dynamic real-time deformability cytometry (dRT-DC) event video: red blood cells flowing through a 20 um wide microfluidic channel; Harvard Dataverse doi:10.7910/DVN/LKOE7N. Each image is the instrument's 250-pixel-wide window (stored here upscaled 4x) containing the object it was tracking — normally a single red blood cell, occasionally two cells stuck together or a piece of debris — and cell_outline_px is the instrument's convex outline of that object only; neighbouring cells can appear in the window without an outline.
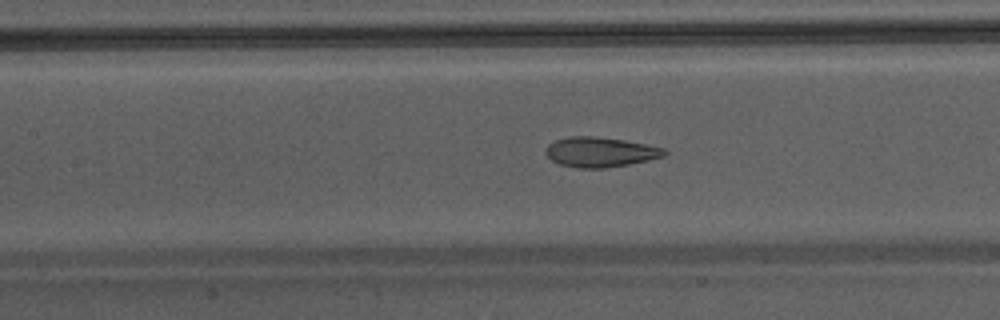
{"species": "Egyptian fruit bat (a non-hibernating species)", "species_latin": "Rousettus aegyptiacus", "temperature_condition": "warm", "stored_images_in_passage": 9, "camera_frame_rate_fps": 3000, "um_per_image_px": 0.085, "animal": {"sex": "male"}, "frame": {"image": 1, "passage_image": 8, "time_ms": 2.333, "image_size_px": [1000, 320], "cell_outline_px": [[668, 152], [664, 156], [648, 160], [628, 164], [604, 168], [576, 168], [560, 164], [552, 160], [544, 152], [548, 144], [556, 140], [568, 136], [592, 136], [624, 140], [664, 148]], "centroid_in_image_um": [51.0, 12.92], "position_along_channel_um": 156.4, "area_um2": 20.58}}